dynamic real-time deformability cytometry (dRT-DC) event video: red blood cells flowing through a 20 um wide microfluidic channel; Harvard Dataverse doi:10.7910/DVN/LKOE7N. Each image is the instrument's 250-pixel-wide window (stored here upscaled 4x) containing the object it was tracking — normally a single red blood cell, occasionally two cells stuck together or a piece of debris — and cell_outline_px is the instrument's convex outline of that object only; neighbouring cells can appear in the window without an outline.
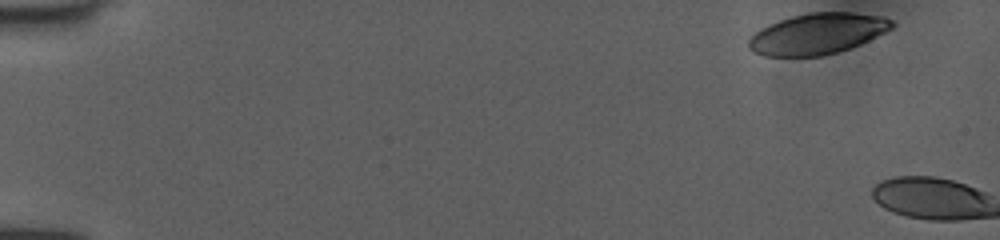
{"species": "human", "species_latin": "Homo sapiens", "temperature_condition": "room temperature", "stored_images_in_passage": 2, "camera_frame_rate_fps": 3000, "um_per_image_px": 0.085, "donor": {"sex": "female"}, "frame": {"image": 1, "passage_image": 1, "time_ms": 0.0, "image_size_px": [1000, 240], "cell_outline_px": [[896, 24], [892, 28], [860, 44], [836, 52], [820, 56], [764, 56], [752, 52], [748, 48], [748, 40], [760, 28], [768, 24], [792, 16], [808, 12], [852, 12], [884, 16], [892, 20]], "centroid_in_image_um": [69.47, 2.86], "position_along_channel_um": 15.5, "area_um2": 34.16}}